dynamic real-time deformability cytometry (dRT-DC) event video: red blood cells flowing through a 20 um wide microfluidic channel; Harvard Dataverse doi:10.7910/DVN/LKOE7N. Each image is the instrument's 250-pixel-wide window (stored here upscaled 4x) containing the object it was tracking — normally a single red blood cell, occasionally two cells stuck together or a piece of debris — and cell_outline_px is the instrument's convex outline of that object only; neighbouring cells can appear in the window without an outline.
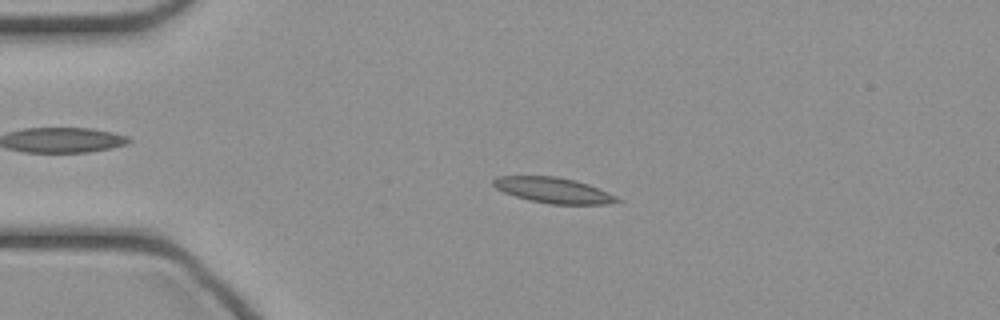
{"species": "common noctule bat (a hibernating species)", "species_latin": "Nyctalus noctula", "temperature_condition": "cold", "stored_images_in_passage": 42, "camera_frame_rate_fps": 3000, "um_per_image_px": 0.085, "animal": {"sex": "female", "body_mass_g": 21.9}, "frame": {"image": 1, "passage_image": 6, "time_ms": 1.667, "image_size_px": [1000, 320], "cell_outline_px": [[624, 200], [604, 204], [552, 204], [528, 200], [504, 192], [496, 188], [492, 184], [492, 180], [496, 176], [556, 176], [576, 180], [588, 184], [608, 192]], "centroid_in_image_um": [47.03, 16.16], "position_along_channel_um": 38.0, "area_um2": 18.44}}
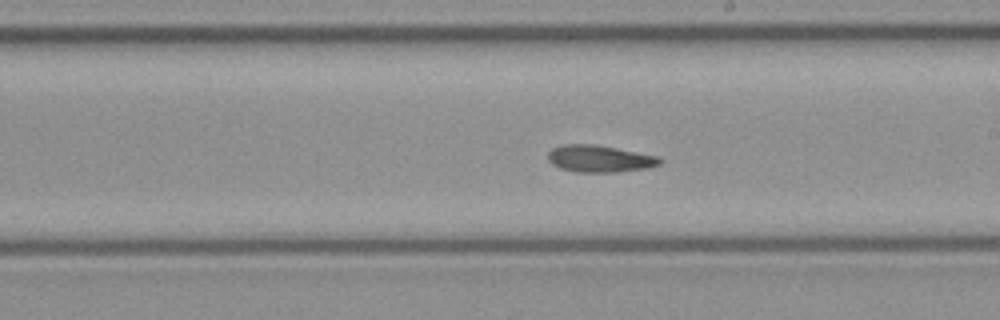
{"frame": {"image": 2, "passage_image": 22, "time_ms": 7.0, "image_size_px": [1000, 320], "cell_outline_px": [[664, 160], [660, 164], [648, 168], [616, 172], [576, 172], [560, 168], [552, 164], [548, 160], [548, 152], [552, 148], [564, 144], [596, 144], [660, 156]], "centroid_in_image_um": [51.0, 13.48], "position_along_channel_um": 238.0, "area_um2": 17.8}}
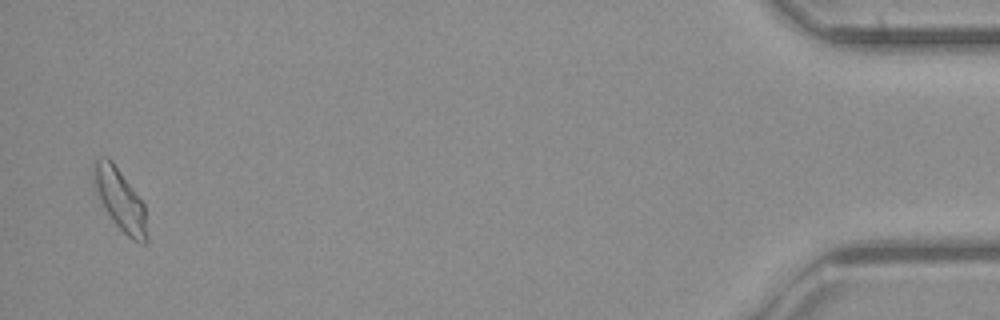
{"frame": {"image": 3, "passage_image": 41, "time_ms": 13.333, "image_size_px": [1000, 320], "cell_outline_px": [[148, 244], [140, 244], [132, 240], [112, 220], [96, 188], [92, 176], [92, 164], [100, 156], [108, 156], [112, 160], [144, 204], [148, 236]], "centroid_in_image_um": [10.23, 16.97], "position_along_channel_um": 425.0, "area_um2": 18.9}}